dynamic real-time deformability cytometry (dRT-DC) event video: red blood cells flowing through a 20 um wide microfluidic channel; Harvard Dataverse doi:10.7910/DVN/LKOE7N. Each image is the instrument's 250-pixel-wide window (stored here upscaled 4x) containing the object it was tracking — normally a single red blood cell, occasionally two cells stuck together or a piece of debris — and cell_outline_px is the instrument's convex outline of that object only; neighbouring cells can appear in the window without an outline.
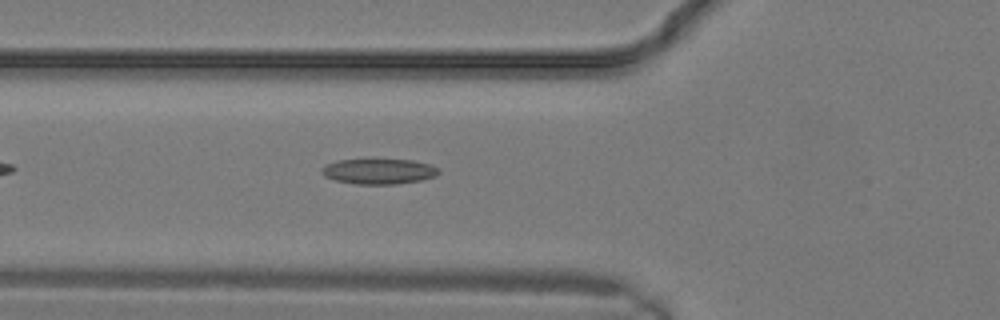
{"species": "common noctule bat (a hibernating species)", "species_latin": "Nyctalus noctula", "temperature_condition": "warm", "stored_images_in_passage": 14, "camera_frame_rate_fps": 3000, "um_per_image_px": 0.085, "animal": {"sex": "male", "body_mass_g": 19.2, "forearm_length_mm": 51.8}, "frame": {"image": 1, "passage_image": 6, "time_ms": 1.667, "image_size_px": [1000, 320], "cell_outline_px": [[440, 172], [436, 176], [420, 180], [396, 184], [356, 184], [336, 180], [324, 176], [320, 172], [320, 168], [324, 164], [336, 160], [412, 160], [432, 164], [440, 168]], "centroid_in_image_um": [32.2, 14.56], "position_along_channel_um": 93.6, "area_um2": 17.4}}
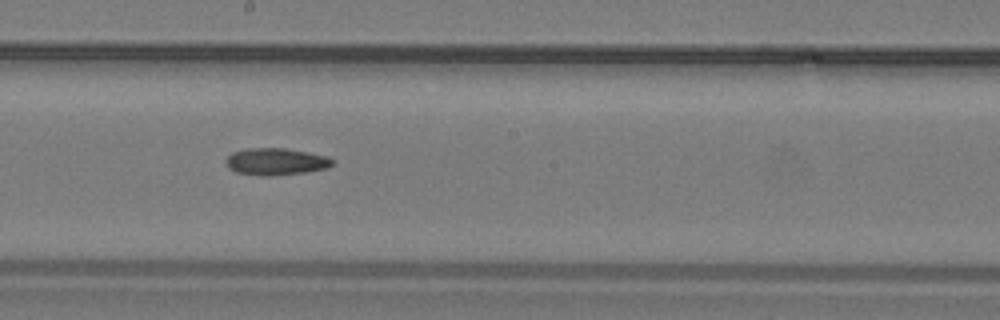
{"frame": {"image": 2, "passage_image": 11, "time_ms": 3.333, "image_size_px": [1000, 320], "cell_outline_px": [[336, 164], [328, 168], [304, 172], [260, 176], [236, 172], [228, 168], [224, 160], [232, 152], [248, 148], [284, 148], [328, 156]], "centroid_in_image_um": [23.44, 13.73], "position_along_channel_um": 224.8, "area_um2": 16.7}}
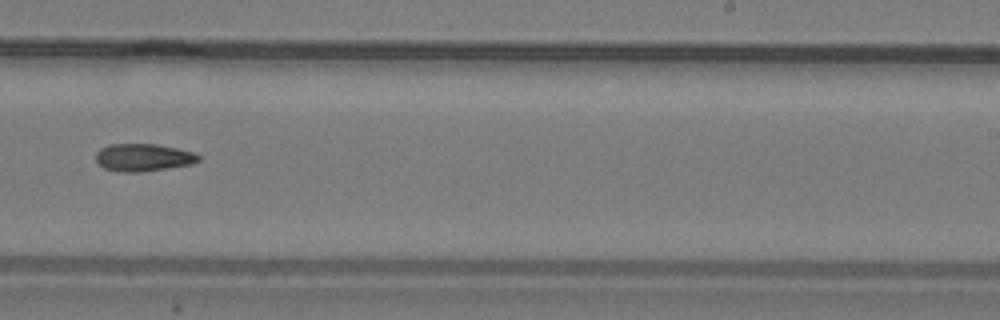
{"frame": {"image": 3, "passage_image": 13, "time_ms": 4.0, "image_size_px": [1000, 320], "cell_outline_px": [[200, 160], [192, 164], [168, 168], [140, 172], [120, 172], [104, 168], [96, 160], [96, 152], [100, 148], [108, 144], [156, 144], [196, 152], [200, 156]], "centroid_in_image_um": [12.19, 13.38], "position_along_channel_um": 276.8, "area_um2": 16.59}}